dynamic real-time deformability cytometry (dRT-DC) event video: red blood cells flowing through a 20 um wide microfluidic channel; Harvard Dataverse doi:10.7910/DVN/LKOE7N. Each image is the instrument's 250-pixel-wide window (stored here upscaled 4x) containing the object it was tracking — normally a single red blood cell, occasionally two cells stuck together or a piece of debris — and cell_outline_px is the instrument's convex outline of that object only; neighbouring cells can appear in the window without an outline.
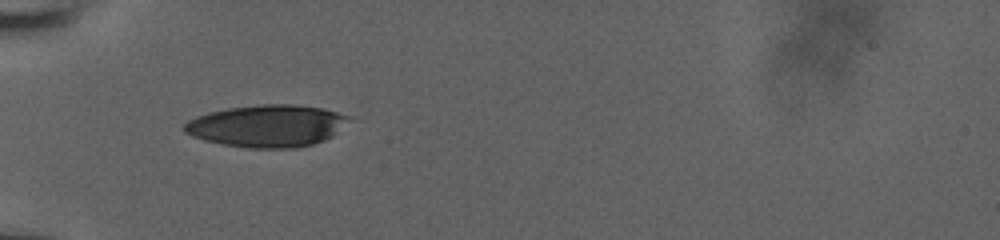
{"species": "human", "species_latin": "Homo sapiens", "temperature_condition": "room temperature", "stored_images_in_passage": 9, "camera_frame_rate_fps": 3000, "um_per_image_px": 0.085, "donor": {"sex": "male"}, "frame": {"image": 1, "passage_image": 1, "time_ms": 0.0, "image_size_px": [1000, 240], "cell_outline_px": [[348, 116], [332, 136], [324, 140], [312, 144], [292, 148], [248, 148], [224, 144], [204, 140], [192, 136], [184, 132], [184, 124], [188, 120], [196, 116], [208, 112], [228, 108], [260, 104], [292, 104], [320, 108], [336, 112]], "centroid_in_image_um": [22.61, 10.7], "position_along_channel_um": 62.4, "area_um2": 39.82}}
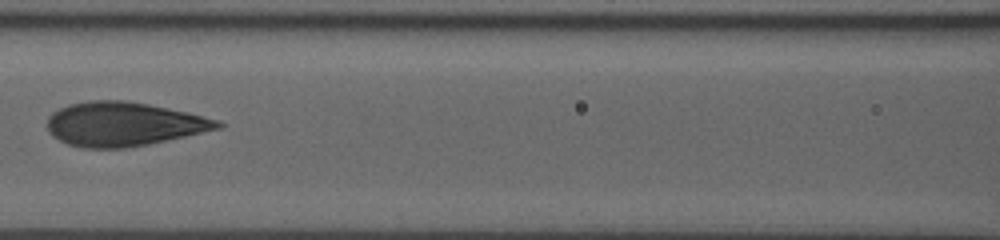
{"frame": {"image": 2, "passage_image": 6, "time_ms": 1.667, "image_size_px": [1000, 240], "cell_outline_px": [[224, 124], [220, 128], [148, 144], [124, 148], [84, 148], [68, 144], [52, 136], [48, 132], [48, 116], [52, 112], [68, 104], [88, 100], [124, 100], [148, 104], [188, 112], [216, 120]], "centroid_in_image_um": [10.45, 10.54], "position_along_channel_um": 156.2, "area_um2": 43.47}}
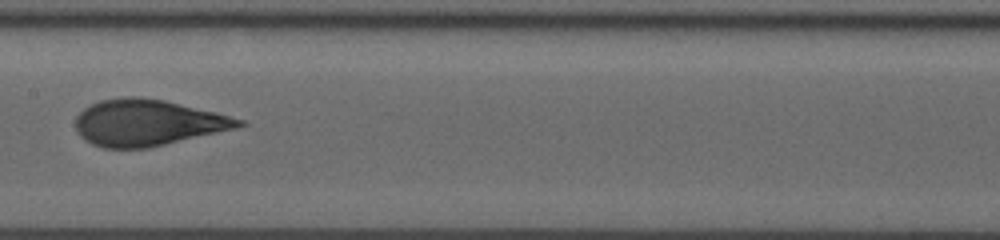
{"frame": {"image": 3, "passage_image": 8, "time_ms": 2.333, "image_size_px": [1000, 240], "cell_outline_px": [[248, 124], [236, 128], [148, 148], [104, 148], [92, 144], [84, 140], [80, 136], [76, 128], [76, 116], [84, 108], [100, 100], [128, 96], [136, 96], [164, 100], [216, 112], [244, 120]], "centroid_in_image_um": [12.53, 10.43], "position_along_channel_um": 194.9, "area_um2": 43.87}}